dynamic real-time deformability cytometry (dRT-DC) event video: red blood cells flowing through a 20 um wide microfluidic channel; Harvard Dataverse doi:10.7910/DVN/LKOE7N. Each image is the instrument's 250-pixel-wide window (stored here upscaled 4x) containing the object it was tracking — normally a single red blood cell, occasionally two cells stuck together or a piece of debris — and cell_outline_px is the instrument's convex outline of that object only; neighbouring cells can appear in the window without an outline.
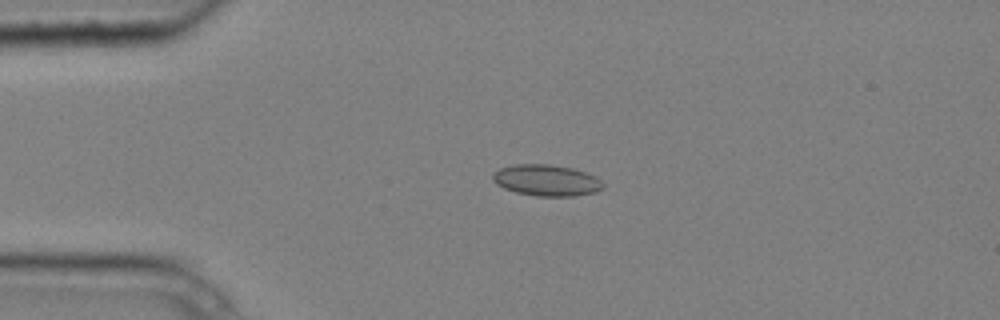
{"species": "common noctule bat (a hibernating species)", "species_latin": "Nyctalus noctula", "temperature_condition": "cold", "stored_images_in_passage": 4, "camera_frame_rate_fps": 3000, "um_per_image_px": 0.085, "animal": {"sex": "male", "body_mass_g": 20.4}, "frame": {"image": 1, "passage_image": 3, "time_ms": 0.667, "image_size_px": [1000, 320], "cell_outline_px": [[604, 188], [596, 192], [572, 196], [536, 196], [516, 192], [504, 188], [496, 184], [492, 180], [492, 176], [500, 168], [512, 164], [552, 164], [572, 168], [596, 176], [604, 184]], "centroid_in_image_um": [46.46, 15.32], "position_along_channel_um": 38.5, "area_um2": 20.17}}
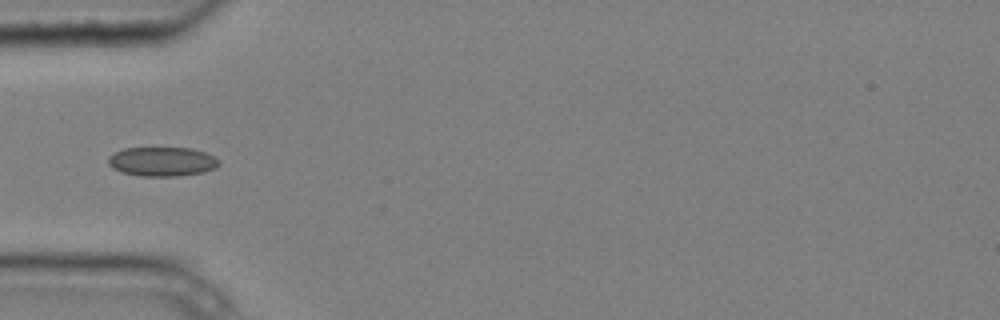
{"frame": {"image": 2, "passage_image": 4, "time_ms": 1.0, "image_size_px": [1000, 320], "cell_outline_px": [[220, 164], [216, 168], [204, 172], [176, 176], [140, 176], [124, 172], [112, 168], [108, 164], [108, 156], [112, 152], [124, 148], [192, 148], [204, 152], [220, 160]], "centroid_in_image_um": [13.77, 13.73], "position_along_channel_um": 71.2, "area_um2": 18.96}}